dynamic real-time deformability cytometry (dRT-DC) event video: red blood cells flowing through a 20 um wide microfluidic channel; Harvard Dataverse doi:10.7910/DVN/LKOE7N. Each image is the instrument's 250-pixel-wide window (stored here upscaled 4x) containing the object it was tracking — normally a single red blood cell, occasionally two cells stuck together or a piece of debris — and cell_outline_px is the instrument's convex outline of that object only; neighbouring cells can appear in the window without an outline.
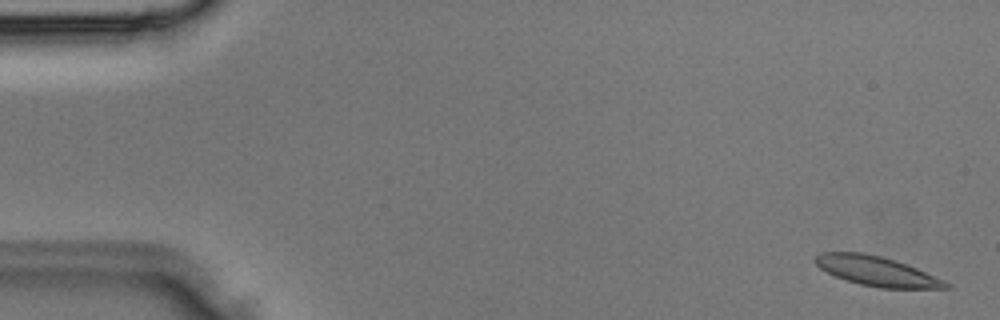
{"species": "Egyptian fruit bat (a non-hibernating species)", "species_latin": "Rousettus aegyptiacus", "temperature_condition": "room temperature", "stored_images_in_passage": 35, "camera_frame_rate_fps": 3000, "um_per_image_px": 0.085, "animal": {"sex": "male"}, "frame": {"image": 1, "passage_image": 1, "time_ms": 0.0, "image_size_px": [1000, 320], "cell_outline_px": [[952, 288], [880, 288], [860, 284], [836, 276], [820, 268], [812, 260], [820, 252], [864, 252], [896, 260], [916, 268], [944, 280], [952, 284]], "centroid_in_image_um": [74.52, 23.04], "position_along_channel_um": 10.5, "area_um2": 22.43}}
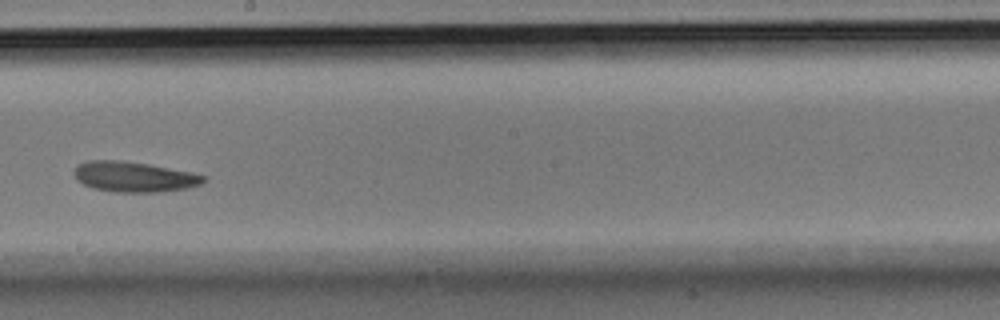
{"frame": {"image": 2, "passage_image": 20, "time_ms": 6.333, "image_size_px": [1000, 320], "cell_outline_px": [[204, 180], [200, 184], [188, 188], [160, 192], [116, 192], [92, 188], [76, 180], [72, 172], [76, 164], [88, 160], [120, 160], [148, 164], [192, 172], [204, 176]], "centroid_in_image_um": [11.32, 15.02], "position_along_channel_um": 236.9, "area_um2": 23.0}}
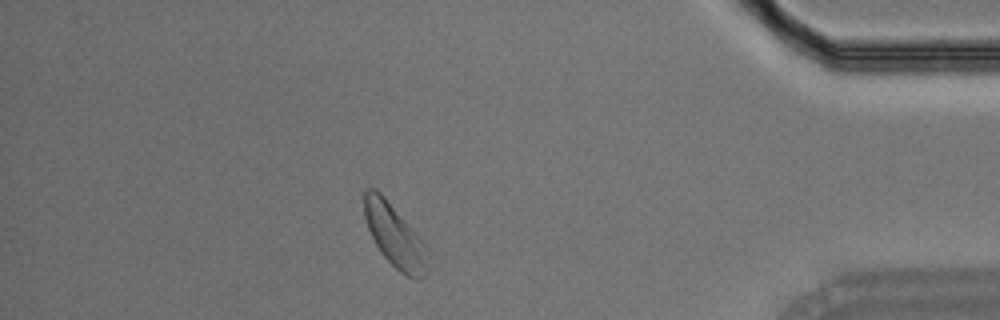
{"frame": {"image": 3, "passage_image": 31, "time_ms": 10.0, "image_size_px": [1000, 320], "cell_outline_px": [[428, 272], [424, 276], [416, 280], [404, 276], [380, 252], [368, 228], [364, 216], [364, 192], [368, 188], [376, 188], [384, 196], [420, 236], [428, 252]], "centroid_in_image_um": [33.58, 20.06], "position_along_channel_um": 401.6, "area_um2": 23.35}}